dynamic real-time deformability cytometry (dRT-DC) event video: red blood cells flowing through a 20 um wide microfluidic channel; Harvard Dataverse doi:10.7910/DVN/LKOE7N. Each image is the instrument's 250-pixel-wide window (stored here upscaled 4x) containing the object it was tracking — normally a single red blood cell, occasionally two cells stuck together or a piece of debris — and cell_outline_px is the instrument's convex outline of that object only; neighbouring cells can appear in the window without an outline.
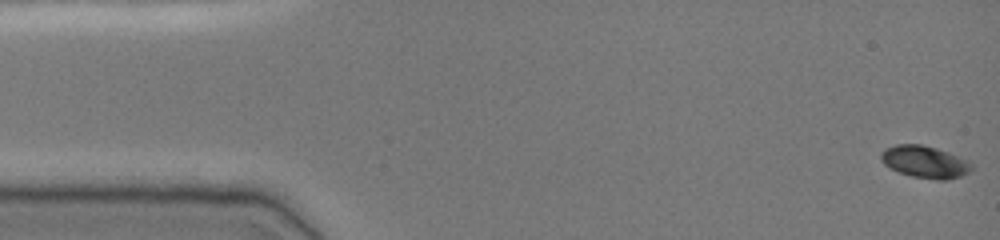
{"species": "common noctule bat (a hibernating species)", "species_latin": "Nyctalus noctula", "temperature_condition": "cold", "stored_images_in_passage": 49, "camera_frame_rate_fps": 3000, "um_per_image_px": 0.085, "animal": {"sex": "female", "body_mass_g": 19.0, "forearm_length_mm": 51.5}, "frame": {"image": 1, "passage_image": 1, "time_ms": 0.0, "image_size_px": [1000, 240], "cell_outline_px": [[972, 168], [968, 172], [960, 176], [948, 180], [940, 180], [912, 176], [900, 172], [884, 164], [880, 160], [880, 152], [884, 148], [896, 144], [920, 144], [936, 148], [948, 152], [968, 160], [972, 164]], "centroid_in_image_um": [78.59, 13.74], "position_along_channel_um": 6.4, "area_um2": 16.94}}
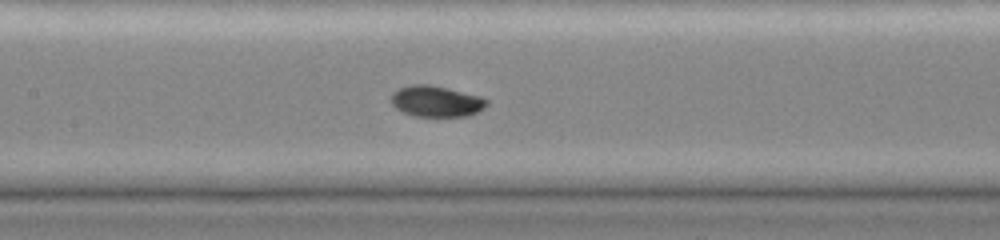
{"frame": {"image": 2, "passage_image": 23, "time_ms": 7.333, "image_size_px": [1000, 240], "cell_outline_px": [[488, 104], [484, 108], [468, 116], [416, 116], [404, 112], [396, 108], [388, 100], [392, 92], [400, 88], [412, 84], [428, 84], [448, 88], [480, 96], [488, 100]], "centroid_in_image_um": [37.05, 8.6], "position_along_channel_um": 170.3, "area_um2": 17.34}}
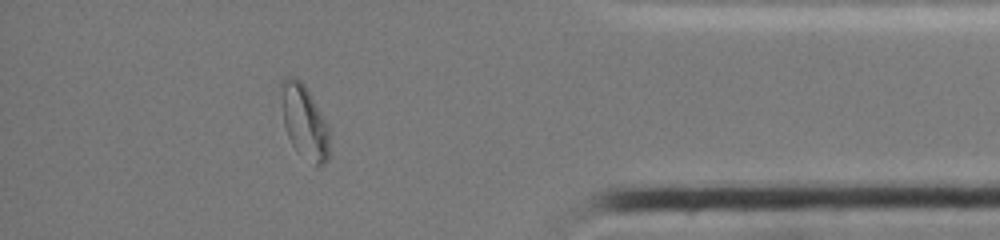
{"frame": {"image": 3, "passage_image": 43, "time_ms": 14.0, "image_size_px": [1000, 240], "cell_outline_px": [[328, 160], [324, 164], [316, 168], [296, 152], [288, 136], [284, 124], [280, 84], [280, 80], [284, 76], [292, 76], [300, 80], [304, 84], [328, 124]], "centroid_in_image_um": [25.86, 10.37], "position_along_channel_um": 409.3, "area_um2": 20.92}, "authors_computed_cell_mechanics": {"area_um2": 17.1666, "velocity_mm_per_s": 3.9017, "shape_relaxation_time_tau1_ms": 2.7415, "shape_relaxation_time_tau2_ms": null, "deformation_change_tau1": 0.122, "deformation_change_tau2": null}}